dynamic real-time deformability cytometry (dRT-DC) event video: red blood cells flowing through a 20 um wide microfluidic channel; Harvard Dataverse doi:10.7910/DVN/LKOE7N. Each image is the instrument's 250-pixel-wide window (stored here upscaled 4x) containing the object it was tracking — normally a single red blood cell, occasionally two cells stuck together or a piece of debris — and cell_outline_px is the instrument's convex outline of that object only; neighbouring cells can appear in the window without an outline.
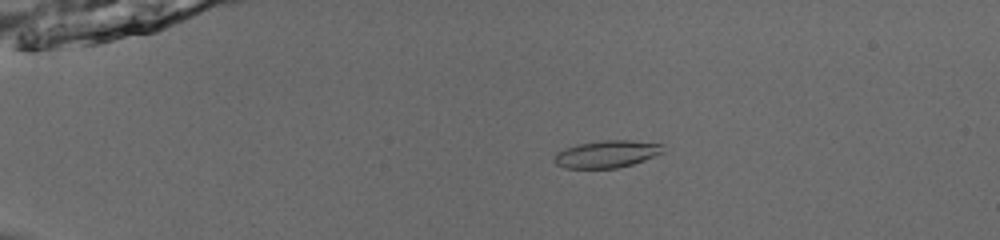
{"species": "common noctule bat (a hibernating species)", "species_latin": "Nyctalus noctula", "temperature_condition": "room temperature", "stored_images_in_passage": 53, "camera_frame_rate_fps": 3000, "um_per_image_px": 0.085, "animal": {"sex": "male", "body_mass_g": 13.0, "forearm_length_mm": 53.1}, "frame": {"image": 1, "passage_image": 13, "time_ms": 4.0, "image_size_px": [1000, 240], "cell_outline_px": [[664, 152], [644, 160], [632, 164], [616, 168], [564, 168], [556, 164], [552, 160], [556, 152], [564, 148], [576, 144], [604, 140], [632, 140], [660, 144]], "centroid_in_image_um": [51.51, 13.09], "position_along_channel_um": 33.5, "area_um2": 17.28}}
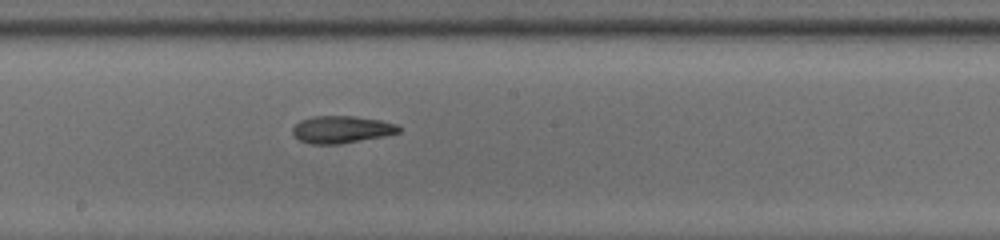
{"frame": {"image": 2, "passage_image": 32, "time_ms": 10.333, "image_size_px": [1000, 240], "cell_outline_px": [[400, 132], [384, 136], [340, 144], [312, 144], [300, 140], [292, 132], [292, 128], [300, 120], [312, 116], [356, 116], [380, 120], [396, 124], [400, 128]], "centroid_in_image_um": [29.03, 11.0], "position_along_channel_um": 219.2, "area_um2": 16.82}}
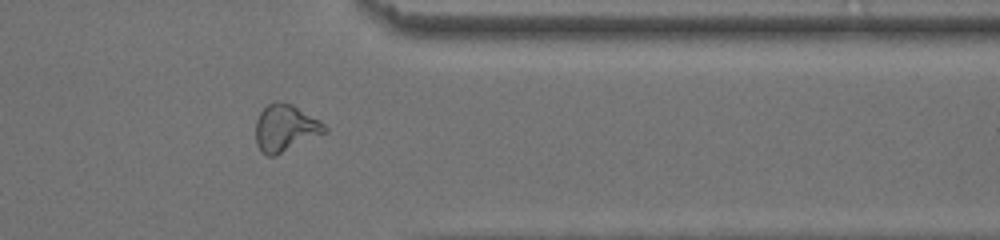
{"frame": {"image": 3, "passage_image": 45, "time_ms": 14.667, "image_size_px": [1000, 240], "cell_outline_px": [[328, 132], [276, 156], [268, 156], [256, 144], [256, 120], [260, 112], [268, 104], [292, 104], [320, 120], [328, 128]], "centroid_in_image_um": [24.29, 10.92], "position_along_channel_um": 387.1, "area_um2": 18.67}, "authors_computed_cell_mechanics": {"area_um2": 17.5134, "velocity_mm_per_s": 3.9583, "shape_relaxation_time_tau1_ms": 3.3231, "shape_relaxation_time_tau2_ms": 3.1841, "deformation_change_tau1": 0.154, "deformation_change_tau2": 0.1265}}